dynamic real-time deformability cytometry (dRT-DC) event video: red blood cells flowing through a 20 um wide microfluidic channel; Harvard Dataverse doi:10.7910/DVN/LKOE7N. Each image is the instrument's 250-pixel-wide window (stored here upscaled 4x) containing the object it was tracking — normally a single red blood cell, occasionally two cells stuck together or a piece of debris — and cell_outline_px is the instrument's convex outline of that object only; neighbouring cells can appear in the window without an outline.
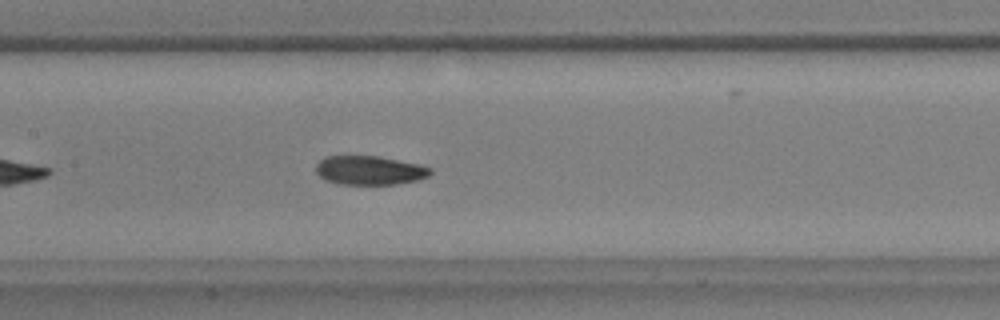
{"species": "common noctule bat (a hibernating species)", "species_latin": "Nyctalus noctula", "temperature_condition": "warm", "stored_images_in_passage": 41, "camera_frame_rate_fps": 3000, "um_per_image_px": 0.085, "animal": {"sex": "male", "body_mass_g": 17.9, "forearm_length_mm": 54.2}, "frame": {"image": 1, "passage_image": 12, "time_ms": 3.667, "image_size_px": [1000, 320], "cell_outline_px": [[432, 172], [428, 176], [416, 180], [396, 184], [340, 184], [324, 180], [316, 172], [316, 164], [324, 156], [380, 156], [420, 164], [432, 168]], "centroid_in_image_um": [31.41, 14.47], "position_along_channel_um": 176.0, "area_um2": 19.42}, "authors_computed_cell_mechanics": {"area_um2": 19.7098, "velocity_mm_per_s": 3.7128, "shape_relaxation_time_tau1_ms": 5.6676, "shape_relaxation_time_tau2_ms": 3.5846, "deformation_change_tau1": 0.1444, "deformation_change_tau2": 0.0916}}